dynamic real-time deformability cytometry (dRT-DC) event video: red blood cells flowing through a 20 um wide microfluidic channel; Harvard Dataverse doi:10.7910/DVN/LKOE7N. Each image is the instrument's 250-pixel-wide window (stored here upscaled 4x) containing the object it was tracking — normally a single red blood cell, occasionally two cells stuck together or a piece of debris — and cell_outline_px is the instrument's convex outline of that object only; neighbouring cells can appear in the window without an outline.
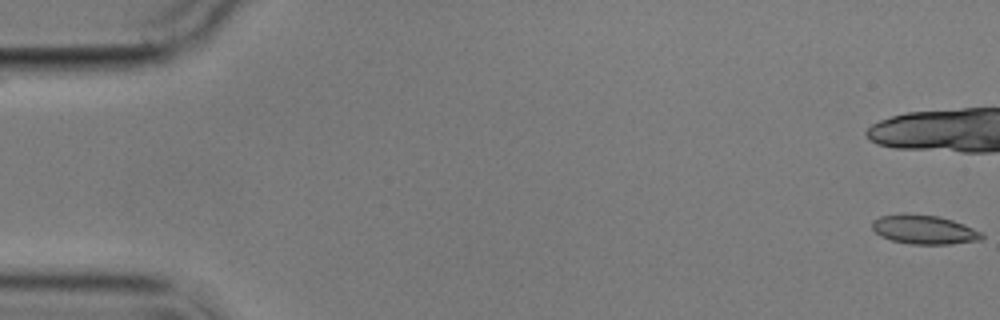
{"species": "common noctule bat (a hibernating species)", "species_latin": "Nyctalus noctula", "temperature_condition": "cold", "stored_images_in_passage": 7, "camera_frame_rate_fps": 3000, "um_per_image_px": 0.085, "animal": {"sex": "male", "body_mass_g": 17.9}, "frame": {"image": 1, "passage_image": 1, "time_ms": 0.0, "image_size_px": [1000, 320], "cell_outline_px": [[984, 236], [980, 240], [952, 244], [912, 244], [892, 240], [880, 236], [872, 228], [872, 220], [880, 216], [900, 212], [904, 212], [940, 216], [964, 224], [984, 232]], "centroid_in_image_um": [78.55, 19.49], "position_along_channel_um": 6.5, "area_um2": 18.96}}